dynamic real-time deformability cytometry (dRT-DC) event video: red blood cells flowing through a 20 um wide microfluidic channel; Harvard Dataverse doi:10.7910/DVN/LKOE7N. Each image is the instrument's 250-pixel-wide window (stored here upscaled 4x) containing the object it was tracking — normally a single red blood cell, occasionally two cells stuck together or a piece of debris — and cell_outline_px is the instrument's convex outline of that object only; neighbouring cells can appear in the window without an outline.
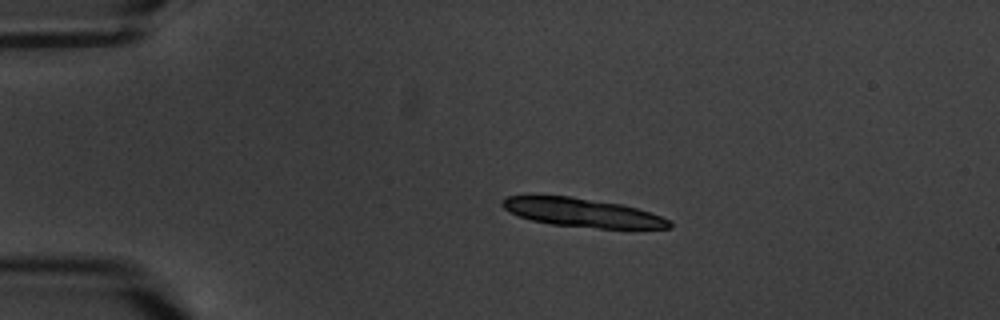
{"species": "common noctule bat (a hibernating species)", "species_latin": "Nyctalus noctula", "temperature_condition": "warm", "stored_images_in_passage": 9, "camera_frame_rate_fps": 3000, "um_per_image_px": 0.085, "animal": {"sex": "male", "body_mass_g": 20.1, "forearm_length_mm": 53.5}, "frame": {"image": 1, "passage_image": 3, "time_ms": 2.333, "image_size_px": [1000, 320], "cell_outline_px": [[672, 228], [600, 228], [552, 224], [532, 220], [520, 216], [504, 208], [500, 204], [508, 196], [528, 192], [532, 192], [568, 196], [620, 204], [636, 208], [660, 216], [668, 220], [672, 224]], "centroid_in_image_um": [49.38, 18.02], "position_along_channel_um": 35.6, "area_um2": 28.09}}